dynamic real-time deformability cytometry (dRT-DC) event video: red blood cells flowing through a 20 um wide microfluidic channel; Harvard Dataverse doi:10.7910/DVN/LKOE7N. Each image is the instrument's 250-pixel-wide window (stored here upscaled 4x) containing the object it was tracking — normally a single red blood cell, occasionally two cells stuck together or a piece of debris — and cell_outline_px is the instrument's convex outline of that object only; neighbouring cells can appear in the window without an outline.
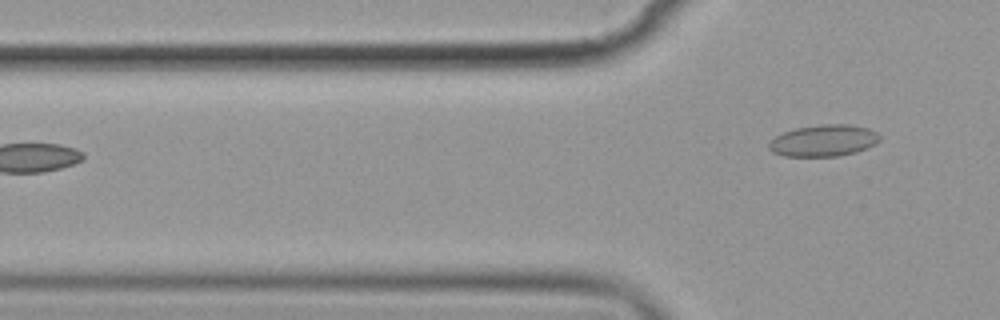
{"species": "common noctule bat (a hibernating species)", "species_latin": "Nyctalus noctula", "temperature_condition": "cold", "stored_images_in_passage": 7, "camera_frame_rate_fps": 3000, "um_per_image_px": 0.085, "animal": {"sex": "female", "body_mass_g": 19.9}, "frame": {"image": 1, "passage_image": 7, "time_ms": 7.333, "image_size_px": [1000, 320], "cell_outline_px": [[880, 140], [876, 144], [868, 148], [856, 152], [836, 156], [784, 156], [772, 152], [768, 148], [768, 140], [784, 132], [796, 128], [820, 124], [848, 124], [868, 128], [876, 132], [880, 136]], "centroid_in_image_um": [70.0, 11.95], "position_along_channel_um": 55.8, "area_um2": 20.58}}